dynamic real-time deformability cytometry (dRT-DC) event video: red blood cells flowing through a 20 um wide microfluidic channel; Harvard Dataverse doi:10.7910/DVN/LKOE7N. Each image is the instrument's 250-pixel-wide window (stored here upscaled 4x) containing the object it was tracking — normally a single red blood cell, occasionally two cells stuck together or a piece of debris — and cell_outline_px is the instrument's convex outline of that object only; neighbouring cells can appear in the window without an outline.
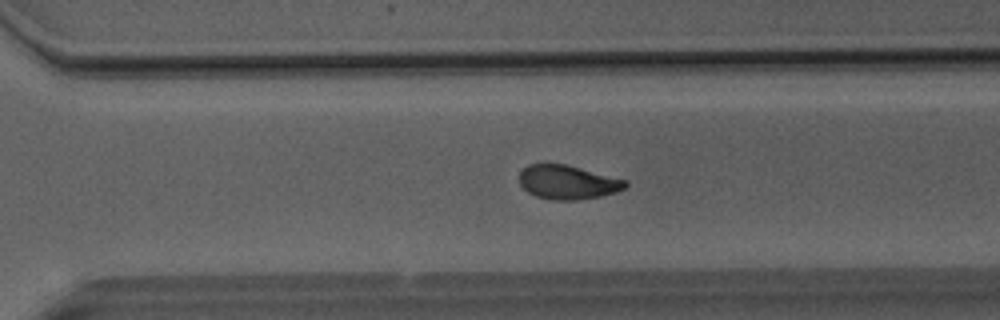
{"species": "Egyptian fruit bat (a non-hibernating species)", "species_latin": "Rousettus aegyptiacus", "temperature_condition": "room temperature", "stored_images_in_passage": 49, "camera_frame_rate_fps": 3000, "um_per_image_px": 0.085, "animal": {"sex": "male"}, "frame": {"image": 1, "passage_image": 34, "time_ms": 11.0, "image_size_px": [1000, 320], "cell_outline_px": [[628, 184], [624, 188], [616, 192], [600, 196], [576, 200], [552, 200], [536, 196], [528, 192], [520, 184], [520, 172], [528, 164], [568, 164], [628, 180]], "centroid_in_image_um": [48.28, 15.48], "position_along_channel_um": 322.3, "area_um2": 21.1}}
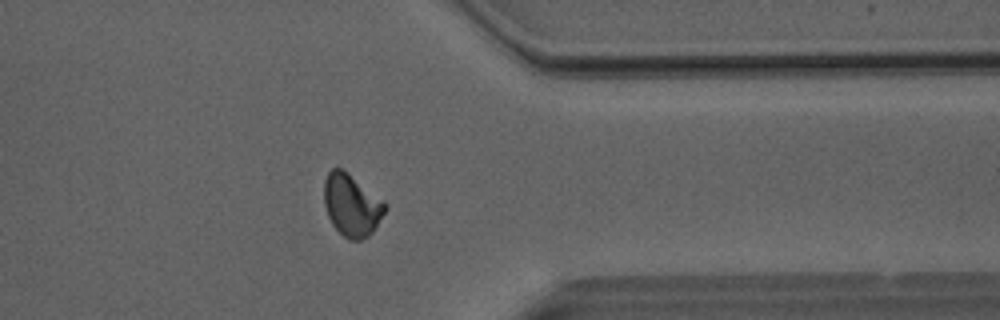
{"frame": {"image": 2, "passage_image": 39, "time_ms": 12.667, "image_size_px": [1000, 320], "cell_outline_px": [[388, 208], [372, 232], [368, 236], [360, 240], [348, 240], [332, 224], [328, 216], [324, 204], [324, 180], [328, 172], [332, 168], [344, 168], [384, 200], [388, 204]], "centroid_in_image_um": [29.91, 17.4], "position_along_channel_um": 381.5, "area_um2": 22.43}}
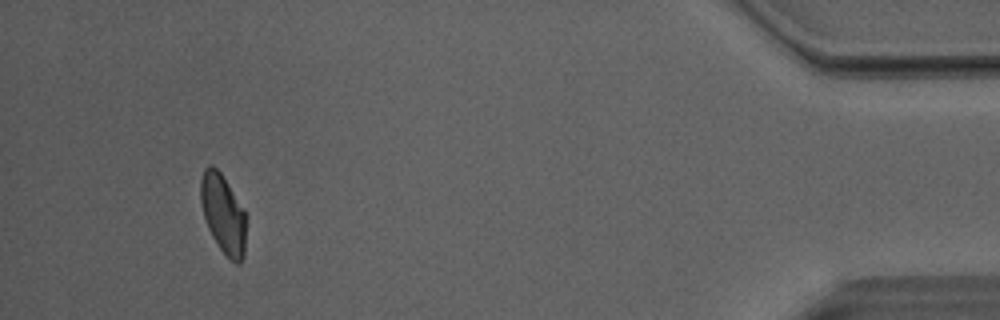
{"frame": {"image": 3, "passage_image": 46, "time_ms": 15.0, "image_size_px": [1000, 320], "cell_outline_px": [[248, 216], [244, 256], [240, 264], [236, 264], [220, 248], [212, 236], [208, 228], [200, 204], [200, 180], [204, 168], [208, 164], [212, 164], [220, 172]], "centroid_in_image_um": [18.98, 18.18], "position_along_channel_um": 416.2, "area_um2": 21.21}, "authors_computed_cell_mechanics": {"area_um2": 21.7328, "velocity_mm_per_s": 4.056, "shape_relaxation_time_tau1_ms": 6.9099, "shape_relaxation_time_tau2_ms": 2.2728, "deformation_change_tau1": 0.1925, "deformation_change_tau2": 0.0765}}